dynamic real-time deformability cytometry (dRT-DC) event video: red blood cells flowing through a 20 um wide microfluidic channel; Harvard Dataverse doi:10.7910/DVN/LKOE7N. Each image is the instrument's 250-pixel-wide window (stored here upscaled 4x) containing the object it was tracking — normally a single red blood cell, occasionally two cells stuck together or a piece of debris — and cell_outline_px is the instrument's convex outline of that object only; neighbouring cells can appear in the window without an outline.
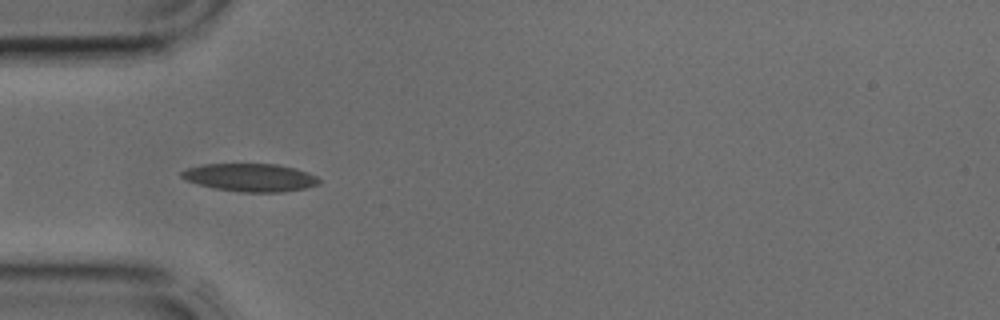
{"species": "common noctule bat (a hibernating species)", "species_latin": "Nyctalus noctula", "temperature_condition": "cold", "stored_images_in_passage": 3, "camera_frame_rate_fps": 3000, "um_per_image_px": 0.085, "animal": {"sex": "male", "body_mass_g": 17.9, "forearm_length_mm": 54.2}, "frame": {"image": 1, "passage_image": 3, "time_ms": 0.667, "image_size_px": [1000, 320], "cell_outline_px": [[320, 184], [304, 188], [284, 192], [240, 192], [216, 188], [184, 180], [180, 176], [180, 172], [188, 168], [204, 164], [276, 164], [296, 168], [308, 172], [316, 176], [320, 180]], "centroid_in_image_um": [21.29, 15.08], "position_along_channel_um": 63.7, "area_um2": 22.37}}